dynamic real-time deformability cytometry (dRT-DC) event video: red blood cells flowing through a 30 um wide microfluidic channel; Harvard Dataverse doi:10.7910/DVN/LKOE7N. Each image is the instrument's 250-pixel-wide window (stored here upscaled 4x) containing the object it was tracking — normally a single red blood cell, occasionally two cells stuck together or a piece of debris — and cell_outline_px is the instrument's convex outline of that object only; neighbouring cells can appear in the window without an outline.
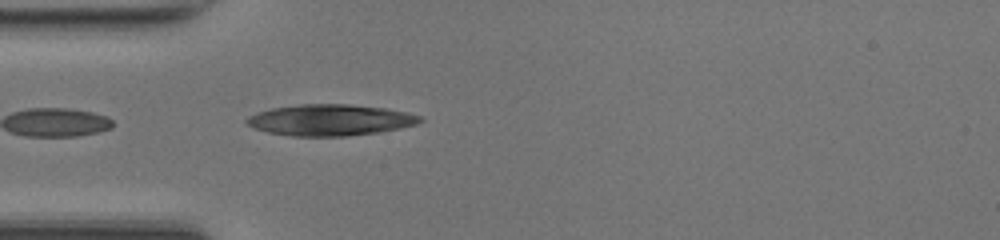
{"species": "common noctule bat (a hibernating species)", "species_latin": "Nyctalus noctula", "temperature_condition": "room temperature", "stored_images_in_passage": 32, "camera_frame_rate_fps": 3000, "um_per_image_px": 0.085, "animal": {"sex": "female", "body_mass_g": 17.0, "forearm_length_mm": 48.0}, "frame": {"image": 1, "passage_image": 1, "time_ms": 0.0, "image_size_px": [1000, 240], "cell_outline_px": [[424, 120], [416, 124], [400, 128], [380, 132], [348, 136], [292, 136], [268, 132], [252, 128], [244, 120], [248, 116], [256, 112], [272, 108], [300, 104], [348, 104], [384, 108], [408, 112], [420, 116]], "centroid_in_image_um": [28.05, 10.2], "position_along_channel_um": 57.0, "area_um2": 31.67}}
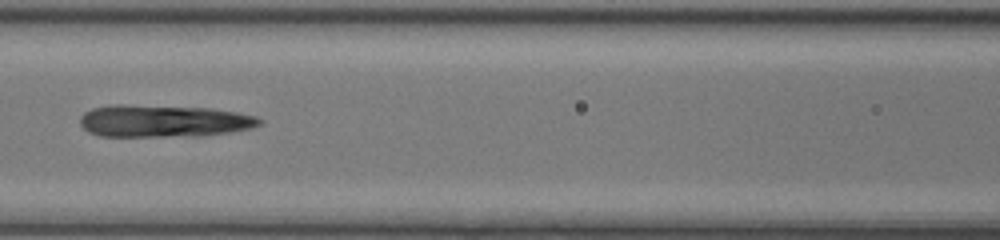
{"frame": {"image": 2, "passage_image": 8, "time_ms": 2.333, "image_size_px": [1000, 240], "cell_outline_px": [[264, 120], [260, 124], [252, 128], [204, 136], [100, 136], [88, 132], [80, 124], [80, 116], [84, 112], [92, 108], [112, 104], [120, 104], [212, 108], [236, 112], [256, 116]], "centroid_in_image_um": [13.9, 10.28], "position_along_channel_um": 152.7, "area_um2": 33.99}}
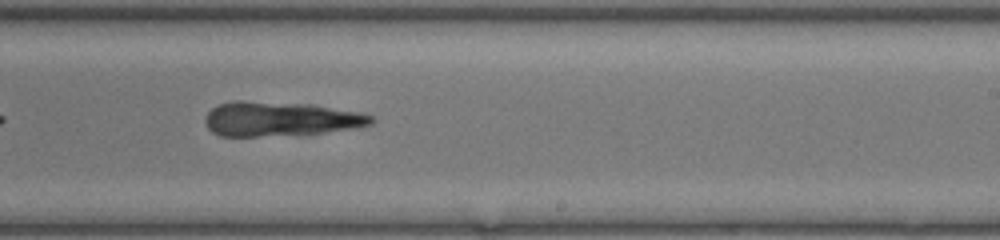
{"frame": {"image": 3, "passage_image": 16, "time_ms": 5.0, "image_size_px": [1000, 240], "cell_outline_px": [[376, 120], [372, 124], [360, 128], [324, 132], [256, 136], [220, 136], [212, 132], [208, 128], [204, 120], [204, 116], [212, 108], [220, 104], [232, 100], [240, 100], [312, 104], [356, 112], [372, 116]], "centroid_in_image_um": [23.8, 10.1], "position_along_channel_um": 265.2, "area_um2": 33.35}}